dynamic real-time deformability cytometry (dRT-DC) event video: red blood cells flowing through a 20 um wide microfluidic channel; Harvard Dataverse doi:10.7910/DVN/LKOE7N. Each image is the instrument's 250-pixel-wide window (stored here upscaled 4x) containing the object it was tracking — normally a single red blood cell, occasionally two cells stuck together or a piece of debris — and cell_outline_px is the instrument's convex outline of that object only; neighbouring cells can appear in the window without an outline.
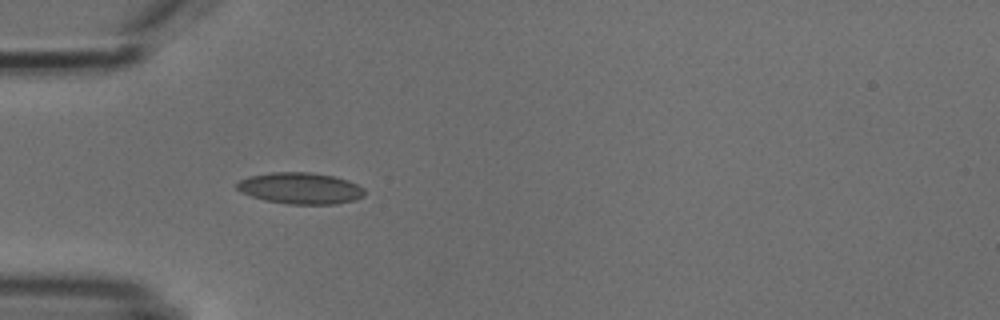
{"species": "common noctule bat (a hibernating species)", "species_latin": "Nyctalus noctula", "temperature_condition": "cold", "stored_images_in_passage": 4, "camera_frame_rate_fps": 3000, "um_per_image_px": 0.085, "animal": {"sex": "male", "body_mass_g": 18.8}, "frame": {"image": 1, "passage_image": 4, "time_ms": 4.333, "image_size_px": [1000, 320], "cell_outline_px": [[364, 196], [356, 200], [336, 204], [288, 204], [264, 200], [240, 192], [236, 188], [236, 184], [240, 180], [248, 176], [272, 172], [308, 172], [332, 176], [348, 180], [364, 188]], "centroid_in_image_um": [25.52, 16.0], "position_along_channel_um": 59.5, "area_um2": 23.41}}